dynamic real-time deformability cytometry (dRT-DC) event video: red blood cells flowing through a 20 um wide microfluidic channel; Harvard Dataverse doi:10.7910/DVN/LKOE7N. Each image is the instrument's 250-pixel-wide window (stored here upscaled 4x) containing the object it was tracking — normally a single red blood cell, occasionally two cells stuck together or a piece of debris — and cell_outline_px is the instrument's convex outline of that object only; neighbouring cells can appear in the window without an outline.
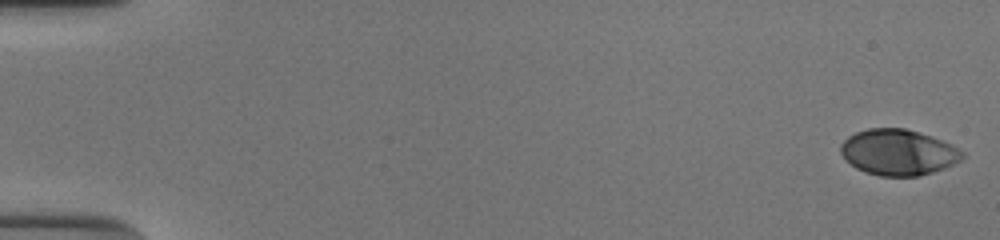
{"species": "human", "species_latin": "Homo sapiens", "temperature_condition": "cold", "stored_images_in_passage": 53, "camera_frame_rate_fps": 3000, "um_per_image_px": 0.085, "donor": {"sex": "male"}, "frame": {"image": 1, "passage_image": 1, "time_ms": 0.0, "image_size_px": [1000, 240], "cell_outline_px": [[964, 160], [944, 168], [932, 172], [916, 176], [880, 176], [864, 172], [856, 168], [840, 152], [840, 144], [848, 136], [856, 132], [868, 128], [904, 128], [940, 140], [964, 152]], "centroid_in_image_um": [76.33, 12.95], "position_along_channel_um": 8.7, "area_um2": 32.19}}
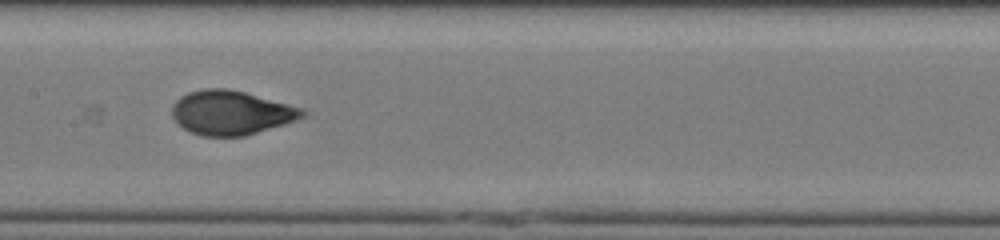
{"frame": {"image": 2, "passage_image": 28, "time_ms": 9.0, "image_size_px": [1000, 240], "cell_outline_px": [[308, 112], [304, 116], [296, 120], [284, 124], [244, 136], [204, 136], [192, 132], [184, 128], [172, 116], [172, 104], [180, 96], [188, 92], [204, 88], [228, 88], [244, 92], [304, 108]], "centroid_in_image_um": [19.65, 9.56], "position_along_channel_um": 187.7, "area_um2": 33.47}}
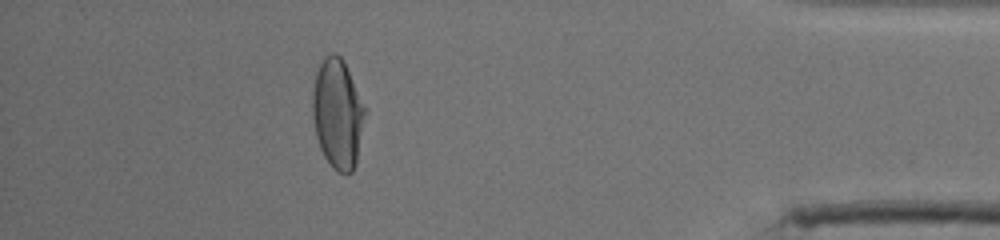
{"frame": {"image": 3, "passage_image": 48, "time_ms": 15.667, "image_size_px": [1000, 240], "cell_outline_px": [[368, 108], [356, 164], [352, 172], [340, 172], [332, 168], [324, 156], [320, 148], [316, 136], [312, 116], [312, 92], [316, 72], [324, 56], [332, 52], [336, 52], [344, 60]], "centroid_in_image_um": [28.73, 9.62], "position_along_channel_um": 406.5, "area_um2": 34.39}, "authors_computed_cell_mechanics": {"area_um2": 33.1194, "velocity_mm_per_s": 3.894, "shape_relaxation_time_tau1_ms": 5.4851, "shape_relaxation_time_tau2_ms": null, "deformation_change_tau1": 0.2067, "deformation_change_tau2": null}}